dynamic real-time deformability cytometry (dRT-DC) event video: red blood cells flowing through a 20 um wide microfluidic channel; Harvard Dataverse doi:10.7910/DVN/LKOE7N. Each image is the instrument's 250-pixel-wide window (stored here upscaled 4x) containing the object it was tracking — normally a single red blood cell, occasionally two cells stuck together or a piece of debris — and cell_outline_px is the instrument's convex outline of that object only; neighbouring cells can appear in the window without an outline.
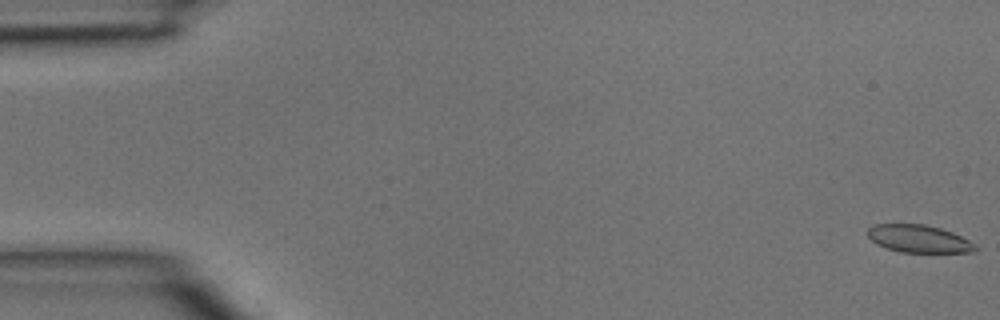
{"species": "common noctule bat (a hibernating species)", "species_latin": "Nyctalus noctula", "temperature_condition": "room temperature", "stored_images_in_passage": 4, "camera_frame_rate_fps": 3000, "um_per_image_px": 0.085, "animal": {"sex": "male", "body_mass_g": 15.6}, "frame": {"image": 1, "passage_image": 1, "time_ms": 0.0, "image_size_px": [1000, 320], "cell_outline_px": [[976, 252], [900, 252], [876, 244], [868, 236], [868, 228], [876, 224], [924, 224], [940, 228], [952, 232], [976, 244]], "centroid_in_image_um": [78.1, 20.29], "position_along_channel_um": 6.9, "area_um2": 17.17}}
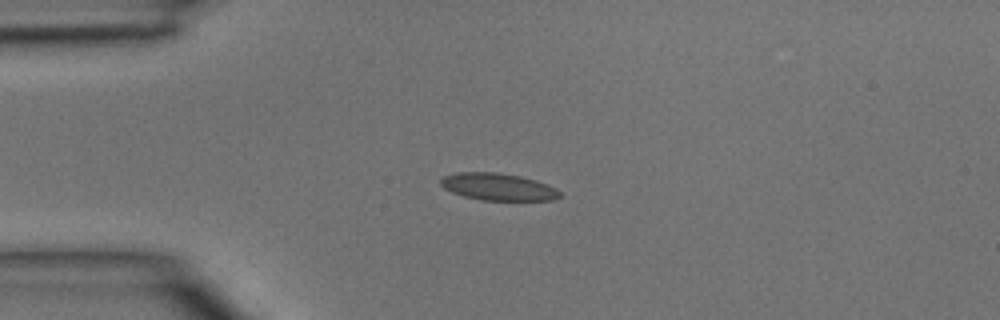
{"frame": {"image": 2, "passage_image": 4, "time_ms": 1.0, "image_size_px": [1000, 320], "cell_outline_px": [[564, 196], [552, 200], [484, 200], [464, 196], [452, 192], [444, 188], [440, 184], [440, 180], [444, 176], [456, 172], [496, 172], [520, 176], [536, 180], [548, 184], [556, 188]], "centroid_in_image_um": [42.37, 15.87], "position_along_channel_um": 42.6, "area_um2": 18.9}}